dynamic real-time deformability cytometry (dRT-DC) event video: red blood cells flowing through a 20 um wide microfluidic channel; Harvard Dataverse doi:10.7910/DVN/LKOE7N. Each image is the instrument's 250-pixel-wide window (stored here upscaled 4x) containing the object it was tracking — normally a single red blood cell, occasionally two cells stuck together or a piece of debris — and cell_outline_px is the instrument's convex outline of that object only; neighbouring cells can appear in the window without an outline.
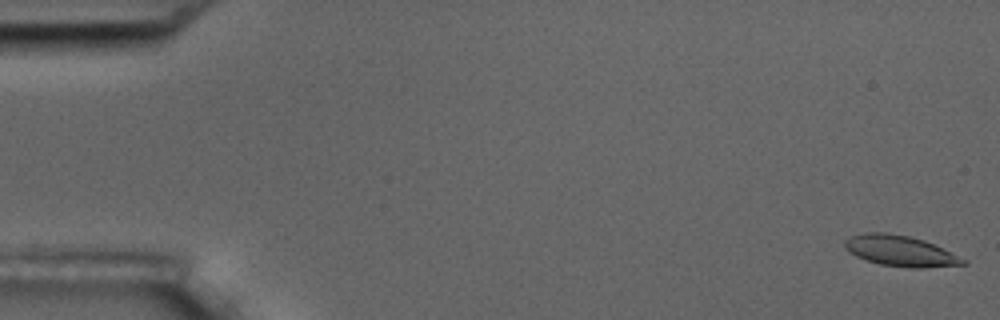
{"species": "common noctule bat (a hibernating species)", "species_latin": "Nyctalus noctula", "temperature_condition": "room temperature", "stored_images_in_passage": 12, "camera_frame_rate_fps": 3000, "um_per_image_px": 0.085, "animal": {"sex": "male", "body_mass_g": 17.5, "forearm_length_mm": 52.3}, "frame": {"image": 1, "passage_image": 1, "time_ms": 0.0, "image_size_px": [1000, 320], "cell_outline_px": [[968, 264], [920, 268], [912, 268], [880, 264], [856, 256], [848, 252], [844, 248], [844, 240], [852, 236], [864, 232], [888, 232], [908, 236], [924, 240], [968, 260]], "centroid_in_image_um": [76.51, 21.32], "position_along_channel_um": 8.5, "area_um2": 21.15}}